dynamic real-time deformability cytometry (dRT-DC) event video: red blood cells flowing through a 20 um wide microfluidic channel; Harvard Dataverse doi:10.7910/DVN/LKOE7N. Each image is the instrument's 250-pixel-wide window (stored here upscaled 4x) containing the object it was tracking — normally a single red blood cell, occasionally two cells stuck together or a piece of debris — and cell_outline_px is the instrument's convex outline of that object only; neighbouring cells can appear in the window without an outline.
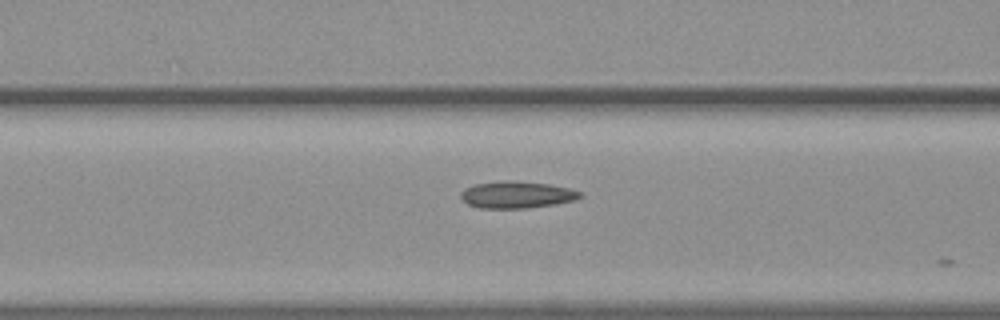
{"species": "common noctule bat (a hibernating species)", "species_latin": "Nyctalus noctula", "temperature_condition": "warm", "stored_images_in_passage": 13, "camera_frame_rate_fps": 3000, "um_per_image_px": 0.085, "animal": {"sex": "female", "body_mass_g": 19.3, "forearm_length_mm": 54.1}, "frame": {"image": 1, "passage_image": 9, "time_ms": 2.667, "image_size_px": [1000, 320], "cell_outline_px": [[584, 196], [576, 200], [552, 204], [524, 208], [480, 208], [468, 204], [460, 196], [460, 192], [464, 188], [472, 184], [500, 180], [504, 180], [552, 184], [584, 192]], "centroid_in_image_um": [43.93, 16.53], "position_along_channel_um": 122.7, "area_um2": 18.84}}
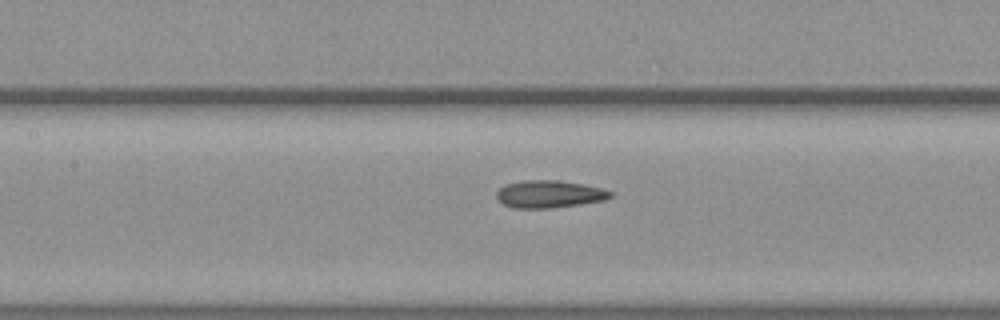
{"frame": {"image": 2, "passage_image": 12, "time_ms": 3.667, "image_size_px": [1000, 320], "cell_outline_px": [[612, 196], [604, 200], [580, 204], [548, 208], [512, 208], [504, 204], [496, 196], [496, 192], [504, 184], [524, 180], [560, 180], [584, 184], [600, 188], [612, 192]], "centroid_in_image_um": [46.66, 16.49], "position_along_channel_um": 160.7, "area_um2": 18.15}}